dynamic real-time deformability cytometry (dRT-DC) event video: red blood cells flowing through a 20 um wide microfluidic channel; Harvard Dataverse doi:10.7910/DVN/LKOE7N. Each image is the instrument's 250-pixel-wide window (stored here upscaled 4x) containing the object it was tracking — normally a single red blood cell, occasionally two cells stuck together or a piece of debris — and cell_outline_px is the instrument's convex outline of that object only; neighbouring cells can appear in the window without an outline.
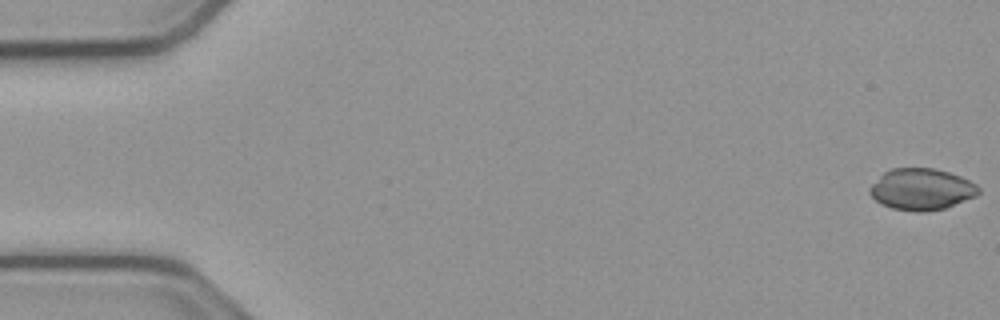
{"species": "common noctule bat (a hibernating species)", "species_latin": "Nyctalus noctula", "temperature_condition": "cold", "stored_images_in_passage": 31, "camera_frame_rate_fps": 3000, "um_per_image_px": 0.085, "animal": {"sex": "male", "body_mass_g": 23.1, "forearm_length_mm": 52.7}, "frame": {"image": 1, "passage_image": 1, "time_ms": 0.0, "image_size_px": [1000, 320], "cell_outline_px": [[980, 192], [976, 196], [944, 208], [924, 212], [916, 212], [892, 208], [880, 204], [868, 192], [872, 184], [884, 172], [892, 168], [932, 168], [948, 172], [960, 176], [976, 184], [980, 188]], "centroid_in_image_um": [78.32, 16.09], "position_along_channel_um": 6.7, "area_um2": 26.18}}
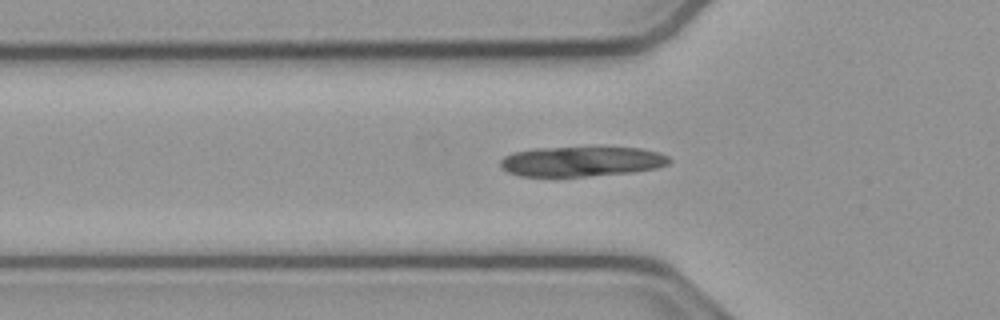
{"frame": {"image": 2, "passage_image": 18, "time_ms": 5.667, "image_size_px": [1000, 320], "cell_outline_px": [[672, 160], [668, 164], [656, 168], [636, 172], [588, 176], [520, 176], [508, 172], [500, 168], [500, 160], [504, 156], [516, 152], [536, 148], [640, 148], [660, 152], [668, 156]], "centroid_in_image_um": [49.45, 13.73], "position_along_channel_um": 76.3, "area_um2": 29.42}}
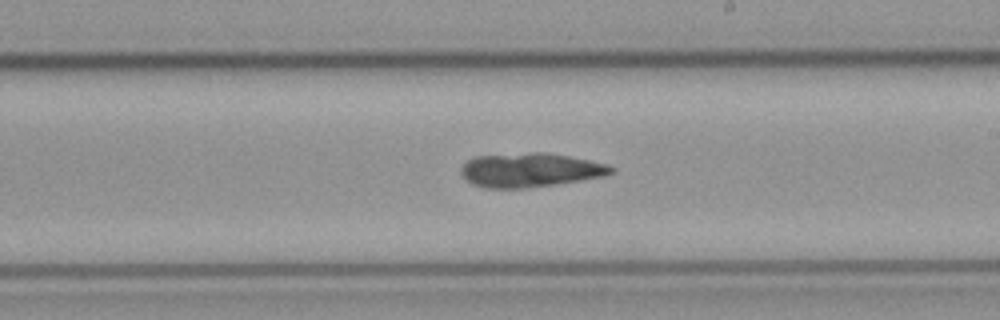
{"frame": {"image": 3, "passage_image": 31, "time_ms": 10.0, "image_size_px": [1000, 320], "cell_outline_px": [[616, 168], [612, 172], [604, 176], [580, 180], [524, 188], [484, 188], [472, 184], [460, 172], [460, 168], [468, 160], [476, 156], [532, 152], [548, 152], [608, 164]], "centroid_in_image_um": [45.05, 14.44], "position_along_channel_um": 243.9, "area_um2": 29.59}}